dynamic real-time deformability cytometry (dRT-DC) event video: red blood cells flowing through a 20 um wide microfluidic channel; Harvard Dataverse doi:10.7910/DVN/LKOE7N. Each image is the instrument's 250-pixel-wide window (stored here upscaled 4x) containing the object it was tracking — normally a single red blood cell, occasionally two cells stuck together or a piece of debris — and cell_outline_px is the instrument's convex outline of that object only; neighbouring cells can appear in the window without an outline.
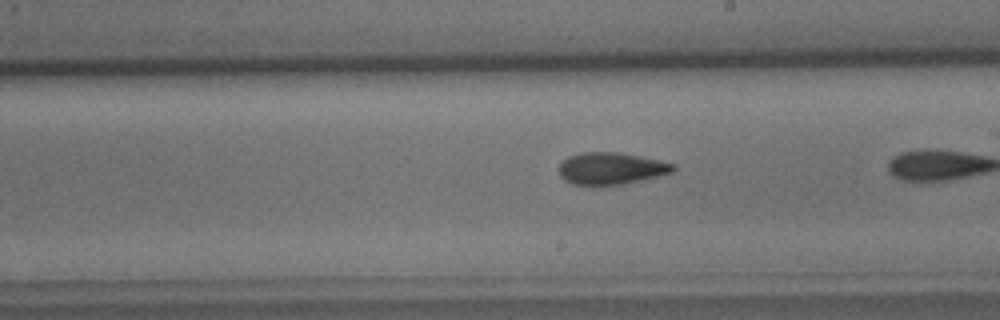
{"species": "common noctule bat (a hibernating species)", "species_latin": "Nyctalus noctula", "temperature_condition": "cold", "stored_images_in_passage": 23, "camera_frame_rate_fps": 3000, "um_per_image_px": 0.085, "animal": {"sex": "male", "body_mass_g": 15.6}, "frame": {"image": 1, "passage_image": 17, "time_ms": 5.333, "image_size_px": [1000, 320], "cell_outline_px": [[676, 168], [672, 172], [660, 176], [624, 184], [600, 188], [592, 188], [572, 184], [564, 180], [560, 176], [560, 164], [568, 156], [580, 152], [616, 152], [660, 160], [676, 164]], "centroid_in_image_um": [51.92, 14.36], "position_along_channel_um": 237.1, "area_um2": 22.02}}